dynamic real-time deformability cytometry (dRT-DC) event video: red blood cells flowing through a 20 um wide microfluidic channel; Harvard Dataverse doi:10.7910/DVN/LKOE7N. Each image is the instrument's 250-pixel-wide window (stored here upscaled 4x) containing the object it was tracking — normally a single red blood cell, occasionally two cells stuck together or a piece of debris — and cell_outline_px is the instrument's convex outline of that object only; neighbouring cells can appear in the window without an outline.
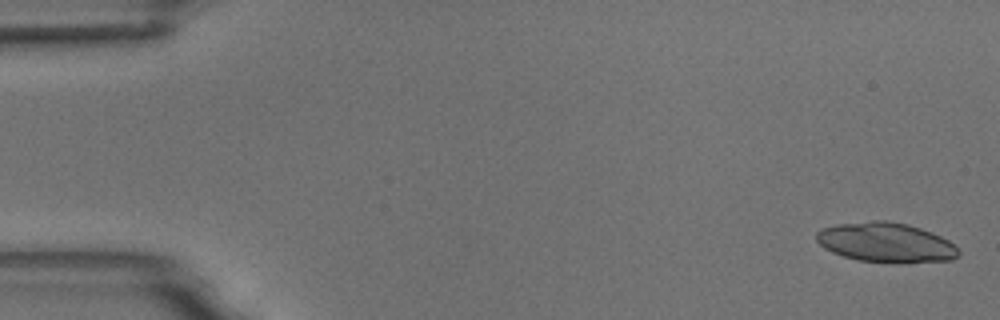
{"species": "common noctule bat (a hibernating species)", "species_latin": "Nyctalus noctula", "temperature_condition": "room temperature", "stored_images_in_passage": 6, "segment_of_instrument_passage": [1, 2], "camera_frame_rate_fps": 3000, "um_per_image_px": 0.085, "animal": {"sex": "male", "body_mass_g": 18.8}, "frame": {"image": 1, "passage_image": 1, "time_ms": 0.0, "image_size_px": [1000, 320], "cell_outline_px": [[960, 256], [952, 260], [900, 264], [896, 264], [856, 260], [832, 252], [824, 248], [816, 240], [816, 232], [820, 228], [836, 224], [872, 220], [888, 220], [908, 224], [932, 232], [948, 240], [960, 252]], "centroid_in_image_um": [75.3, 20.62], "position_along_channel_um": 9.7, "area_um2": 33.47}}